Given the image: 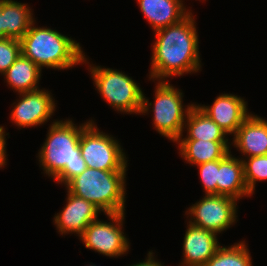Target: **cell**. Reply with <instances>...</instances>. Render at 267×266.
Masks as SVG:
<instances>
[{
    "instance_id": "1",
    "label": "cell",
    "mask_w": 267,
    "mask_h": 266,
    "mask_svg": "<svg viewBox=\"0 0 267 266\" xmlns=\"http://www.w3.org/2000/svg\"><path fill=\"white\" fill-rule=\"evenodd\" d=\"M192 13L180 22L155 31L149 79L196 73L201 69L199 38Z\"/></svg>"
},
{
    "instance_id": "2",
    "label": "cell",
    "mask_w": 267,
    "mask_h": 266,
    "mask_svg": "<svg viewBox=\"0 0 267 266\" xmlns=\"http://www.w3.org/2000/svg\"><path fill=\"white\" fill-rule=\"evenodd\" d=\"M92 119L77 126L72 119L54 120L49 126L47 138L38 152L39 166L44 173L64 186L81 174L87 165L80 152L81 132Z\"/></svg>"
},
{
    "instance_id": "3",
    "label": "cell",
    "mask_w": 267,
    "mask_h": 266,
    "mask_svg": "<svg viewBox=\"0 0 267 266\" xmlns=\"http://www.w3.org/2000/svg\"><path fill=\"white\" fill-rule=\"evenodd\" d=\"M35 23L36 20L20 40L21 52L41 70L43 67L66 70L80 63L89 64L79 42L57 30L34 26Z\"/></svg>"
},
{
    "instance_id": "4",
    "label": "cell",
    "mask_w": 267,
    "mask_h": 266,
    "mask_svg": "<svg viewBox=\"0 0 267 266\" xmlns=\"http://www.w3.org/2000/svg\"><path fill=\"white\" fill-rule=\"evenodd\" d=\"M126 172L86 168L65 186L70 193L92 202L104 214L125 212Z\"/></svg>"
},
{
    "instance_id": "5",
    "label": "cell",
    "mask_w": 267,
    "mask_h": 266,
    "mask_svg": "<svg viewBox=\"0 0 267 266\" xmlns=\"http://www.w3.org/2000/svg\"><path fill=\"white\" fill-rule=\"evenodd\" d=\"M155 87L154 103L149 102L143 94L140 114L153 112L154 129L168 140L176 142L184 132L186 117L194 103L188 104L186 107L182 100L183 92L172 86L169 80L158 81ZM151 107L153 110L149 109Z\"/></svg>"
},
{
    "instance_id": "6",
    "label": "cell",
    "mask_w": 267,
    "mask_h": 266,
    "mask_svg": "<svg viewBox=\"0 0 267 266\" xmlns=\"http://www.w3.org/2000/svg\"><path fill=\"white\" fill-rule=\"evenodd\" d=\"M88 67L94 86L109 106L120 113H141L144 92L132 77L117 69L91 63Z\"/></svg>"
},
{
    "instance_id": "7",
    "label": "cell",
    "mask_w": 267,
    "mask_h": 266,
    "mask_svg": "<svg viewBox=\"0 0 267 266\" xmlns=\"http://www.w3.org/2000/svg\"><path fill=\"white\" fill-rule=\"evenodd\" d=\"M94 120L81 132L80 152L87 168L105 171H127L128 160L119 141L99 131Z\"/></svg>"
},
{
    "instance_id": "8",
    "label": "cell",
    "mask_w": 267,
    "mask_h": 266,
    "mask_svg": "<svg viewBox=\"0 0 267 266\" xmlns=\"http://www.w3.org/2000/svg\"><path fill=\"white\" fill-rule=\"evenodd\" d=\"M105 215L110 222L100 219L91 222L79 236L80 240L87 249L110 258L126 255L130 242L122 230L125 212Z\"/></svg>"
},
{
    "instance_id": "9",
    "label": "cell",
    "mask_w": 267,
    "mask_h": 266,
    "mask_svg": "<svg viewBox=\"0 0 267 266\" xmlns=\"http://www.w3.org/2000/svg\"><path fill=\"white\" fill-rule=\"evenodd\" d=\"M237 201L228 196L208 194L190 206L185 214L190 216V224L218 235L237 221Z\"/></svg>"
},
{
    "instance_id": "10",
    "label": "cell",
    "mask_w": 267,
    "mask_h": 266,
    "mask_svg": "<svg viewBox=\"0 0 267 266\" xmlns=\"http://www.w3.org/2000/svg\"><path fill=\"white\" fill-rule=\"evenodd\" d=\"M56 104L51 92L46 89L19 93L9 117L18 128L42 125L55 114Z\"/></svg>"
},
{
    "instance_id": "11",
    "label": "cell",
    "mask_w": 267,
    "mask_h": 266,
    "mask_svg": "<svg viewBox=\"0 0 267 266\" xmlns=\"http://www.w3.org/2000/svg\"><path fill=\"white\" fill-rule=\"evenodd\" d=\"M197 107L216 122L228 136H234L242 123L251 115L244 98L234 94H220L211 106L198 104Z\"/></svg>"
},
{
    "instance_id": "12",
    "label": "cell",
    "mask_w": 267,
    "mask_h": 266,
    "mask_svg": "<svg viewBox=\"0 0 267 266\" xmlns=\"http://www.w3.org/2000/svg\"><path fill=\"white\" fill-rule=\"evenodd\" d=\"M66 199V206L54 215L53 222L61 235L75 233L79 237L91 222L98 219V214L102 211L92 202L68 190Z\"/></svg>"
},
{
    "instance_id": "13",
    "label": "cell",
    "mask_w": 267,
    "mask_h": 266,
    "mask_svg": "<svg viewBox=\"0 0 267 266\" xmlns=\"http://www.w3.org/2000/svg\"><path fill=\"white\" fill-rule=\"evenodd\" d=\"M183 240V259L180 266H205L221 246L217 234L187 222Z\"/></svg>"
},
{
    "instance_id": "14",
    "label": "cell",
    "mask_w": 267,
    "mask_h": 266,
    "mask_svg": "<svg viewBox=\"0 0 267 266\" xmlns=\"http://www.w3.org/2000/svg\"><path fill=\"white\" fill-rule=\"evenodd\" d=\"M232 141V145L246 158L267 155V120L251 113Z\"/></svg>"
},
{
    "instance_id": "15",
    "label": "cell",
    "mask_w": 267,
    "mask_h": 266,
    "mask_svg": "<svg viewBox=\"0 0 267 266\" xmlns=\"http://www.w3.org/2000/svg\"><path fill=\"white\" fill-rule=\"evenodd\" d=\"M137 2L154 32L180 22L192 11L185 8L183 0H137Z\"/></svg>"
},
{
    "instance_id": "16",
    "label": "cell",
    "mask_w": 267,
    "mask_h": 266,
    "mask_svg": "<svg viewBox=\"0 0 267 266\" xmlns=\"http://www.w3.org/2000/svg\"><path fill=\"white\" fill-rule=\"evenodd\" d=\"M217 195L236 200L251 196L244 178L243 161L232 156L231 152L219 160Z\"/></svg>"
},
{
    "instance_id": "17",
    "label": "cell",
    "mask_w": 267,
    "mask_h": 266,
    "mask_svg": "<svg viewBox=\"0 0 267 266\" xmlns=\"http://www.w3.org/2000/svg\"><path fill=\"white\" fill-rule=\"evenodd\" d=\"M176 143L181 157L192 166L223 159L231 152L229 141L178 139Z\"/></svg>"
},
{
    "instance_id": "18",
    "label": "cell",
    "mask_w": 267,
    "mask_h": 266,
    "mask_svg": "<svg viewBox=\"0 0 267 266\" xmlns=\"http://www.w3.org/2000/svg\"><path fill=\"white\" fill-rule=\"evenodd\" d=\"M26 3L3 0L2 38L21 40L35 21L32 9Z\"/></svg>"
},
{
    "instance_id": "19",
    "label": "cell",
    "mask_w": 267,
    "mask_h": 266,
    "mask_svg": "<svg viewBox=\"0 0 267 266\" xmlns=\"http://www.w3.org/2000/svg\"><path fill=\"white\" fill-rule=\"evenodd\" d=\"M42 70L31 60L21 54L3 74L7 85L13 92L24 93L40 89L38 84Z\"/></svg>"
},
{
    "instance_id": "20",
    "label": "cell",
    "mask_w": 267,
    "mask_h": 266,
    "mask_svg": "<svg viewBox=\"0 0 267 266\" xmlns=\"http://www.w3.org/2000/svg\"><path fill=\"white\" fill-rule=\"evenodd\" d=\"M185 131L187 135L183 138V134L179 139H195V140H207V141H228L226 137L228 134L222 130L216 122L209 118L204 112H202L197 104H194L184 123Z\"/></svg>"
},
{
    "instance_id": "21",
    "label": "cell",
    "mask_w": 267,
    "mask_h": 266,
    "mask_svg": "<svg viewBox=\"0 0 267 266\" xmlns=\"http://www.w3.org/2000/svg\"><path fill=\"white\" fill-rule=\"evenodd\" d=\"M248 246L240 241L231 246H220L205 266H253Z\"/></svg>"
},
{
    "instance_id": "22",
    "label": "cell",
    "mask_w": 267,
    "mask_h": 266,
    "mask_svg": "<svg viewBox=\"0 0 267 266\" xmlns=\"http://www.w3.org/2000/svg\"><path fill=\"white\" fill-rule=\"evenodd\" d=\"M241 159L243 161L244 178L247 189L252 195L255 191L256 182L267 180V155Z\"/></svg>"
},
{
    "instance_id": "23",
    "label": "cell",
    "mask_w": 267,
    "mask_h": 266,
    "mask_svg": "<svg viewBox=\"0 0 267 266\" xmlns=\"http://www.w3.org/2000/svg\"><path fill=\"white\" fill-rule=\"evenodd\" d=\"M22 54L21 41L12 38L0 39V73L3 75Z\"/></svg>"
},
{
    "instance_id": "24",
    "label": "cell",
    "mask_w": 267,
    "mask_h": 266,
    "mask_svg": "<svg viewBox=\"0 0 267 266\" xmlns=\"http://www.w3.org/2000/svg\"><path fill=\"white\" fill-rule=\"evenodd\" d=\"M205 195H217L219 160L197 165Z\"/></svg>"
},
{
    "instance_id": "25",
    "label": "cell",
    "mask_w": 267,
    "mask_h": 266,
    "mask_svg": "<svg viewBox=\"0 0 267 266\" xmlns=\"http://www.w3.org/2000/svg\"><path fill=\"white\" fill-rule=\"evenodd\" d=\"M6 134L5 128L3 126H0V168H3L7 162V152H6Z\"/></svg>"
},
{
    "instance_id": "26",
    "label": "cell",
    "mask_w": 267,
    "mask_h": 266,
    "mask_svg": "<svg viewBox=\"0 0 267 266\" xmlns=\"http://www.w3.org/2000/svg\"><path fill=\"white\" fill-rule=\"evenodd\" d=\"M153 254L154 253L152 251H149L145 261L132 264L130 266H164L163 264H161L155 259Z\"/></svg>"
},
{
    "instance_id": "27",
    "label": "cell",
    "mask_w": 267,
    "mask_h": 266,
    "mask_svg": "<svg viewBox=\"0 0 267 266\" xmlns=\"http://www.w3.org/2000/svg\"><path fill=\"white\" fill-rule=\"evenodd\" d=\"M3 27V0H0V39L2 38Z\"/></svg>"
}]
</instances>
